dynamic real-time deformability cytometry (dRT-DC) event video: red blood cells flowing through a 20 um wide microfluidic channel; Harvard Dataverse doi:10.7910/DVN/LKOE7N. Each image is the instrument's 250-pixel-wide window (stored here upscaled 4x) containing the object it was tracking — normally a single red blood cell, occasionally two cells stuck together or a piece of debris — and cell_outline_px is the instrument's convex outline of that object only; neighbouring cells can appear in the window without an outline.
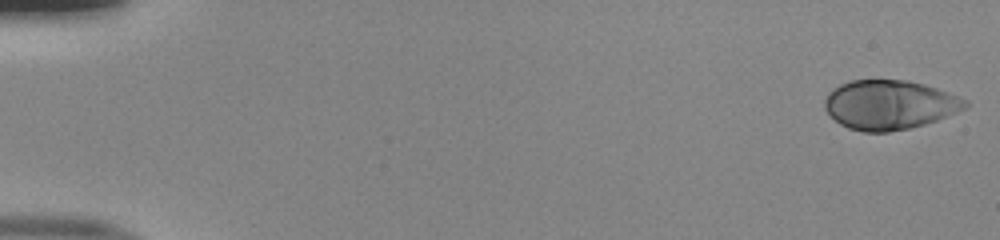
{"species": "human", "species_latin": "Homo sapiens", "temperature_condition": "room temperature", "stored_images_in_passage": 51, "camera_frame_rate_fps": 3000, "um_per_image_px": 0.085, "donor": {"sex": "male"}, "frame": {"image": 1, "passage_image": 1, "time_ms": 0.0, "image_size_px": [1000, 240], "cell_outline_px": [[968, 108], [936, 120], [924, 124], [908, 128], [888, 132], [864, 132], [848, 128], [840, 124], [824, 108], [824, 100], [828, 92], [840, 84], [852, 80], [908, 80], [924, 84], [936, 88], [968, 100]], "centroid_in_image_um": [75.6, 8.9], "position_along_channel_um": 9.4, "area_um2": 40.34}}
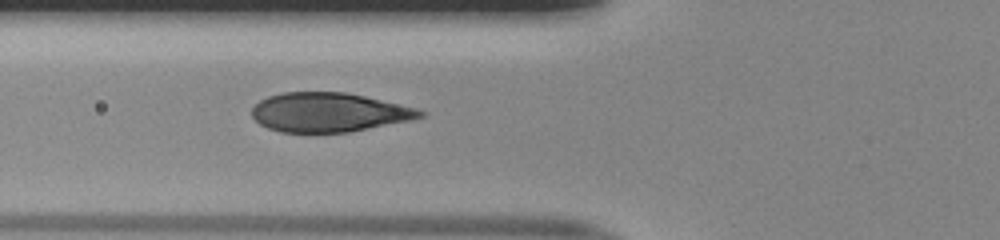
{"frame": {"image": 2, "passage_image": 20, "time_ms": 6.333, "image_size_px": [1000, 240], "cell_outline_px": [[428, 112], [424, 116], [412, 120], [348, 132], [280, 132], [268, 128], [260, 124], [252, 116], [252, 108], [260, 100], [268, 96], [284, 92], [344, 92], [364, 96], [416, 108]], "centroid_in_image_um": [27.96, 9.55], "position_along_channel_um": 97.8, "area_um2": 38.26}}
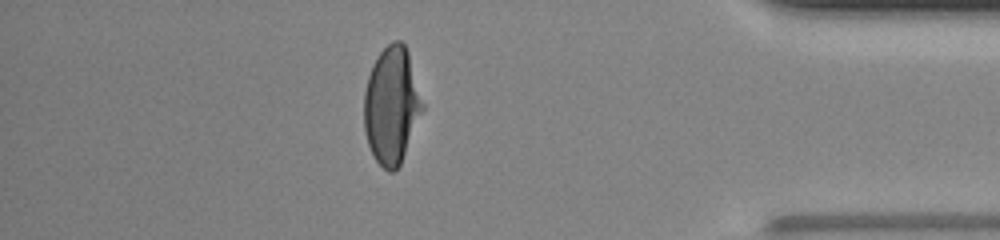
{"frame": {"image": 3, "passage_image": 45, "time_ms": 14.667, "image_size_px": [1000, 240], "cell_outline_px": [[424, 108], [400, 164], [392, 172], [388, 172], [376, 160], [368, 144], [364, 128], [364, 92], [368, 76], [372, 64], [380, 52], [392, 40], [400, 40], [404, 44], [408, 52], [424, 104]], "centroid_in_image_um": [33.28, 8.93], "position_along_channel_um": 401.9, "area_um2": 39.65}, "authors_computed_cell_mechanics": {"area_um2": 40.2288, "velocity_mm_per_s": 4.0184, "shape_relaxation_time_tau1_ms": 3.8297, "shape_relaxation_time_tau2_ms": null, "deformation_change_tau1": 0.2125, "deformation_change_tau2": null}}